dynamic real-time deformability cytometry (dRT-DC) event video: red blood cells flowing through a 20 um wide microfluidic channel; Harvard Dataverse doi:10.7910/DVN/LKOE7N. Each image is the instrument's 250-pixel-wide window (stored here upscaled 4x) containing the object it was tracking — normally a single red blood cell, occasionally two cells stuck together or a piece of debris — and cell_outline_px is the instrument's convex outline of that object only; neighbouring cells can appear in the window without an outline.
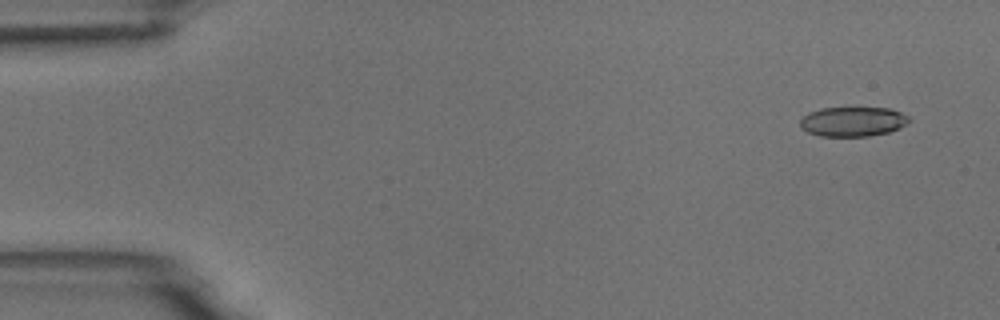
{"species": "common noctule bat (a hibernating species)", "species_latin": "Nyctalus noctula", "temperature_condition": "room temperature", "stored_images_in_passage": 6, "camera_frame_rate_fps": 3000, "um_per_image_px": 0.085, "animal": {"sex": "male", "body_mass_g": 18.8}, "frame": {"image": 1, "passage_image": 2, "time_ms": 1.0, "image_size_px": [1000, 320], "cell_outline_px": [[912, 120], [900, 128], [888, 132], [868, 136], [820, 136], [808, 132], [800, 128], [800, 120], [808, 112], [820, 108], [888, 108], [900, 112], [908, 116]], "centroid_in_image_um": [72.48, 10.33], "position_along_channel_um": 12.5, "area_um2": 18.84}}
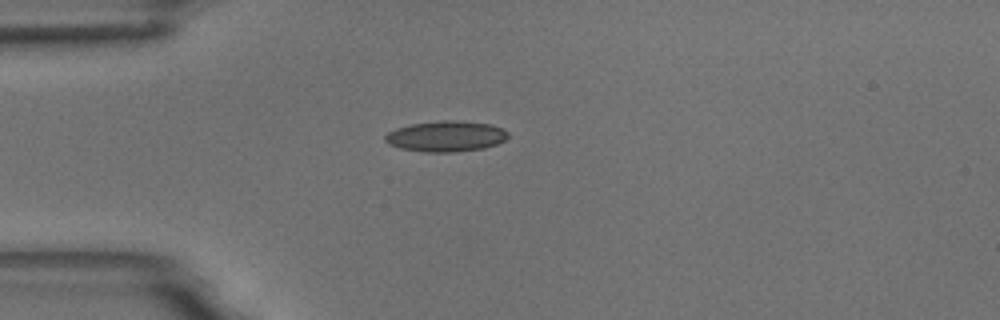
{"frame": {"image": 2, "passage_image": 5, "time_ms": 4.667, "image_size_px": [1000, 320], "cell_outline_px": [[508, 136], [504, 140], [496, 144], [484, 148], [456, 152], [424, 152], [400, 148], [388, 144], [384, 140], [384, 136], [388, 132], [396, 128], [412, 124], [444, 120], [456, 120], [492, 124], [508, 132]], "centroid_in_image_um": [37.89, 11.59], "position_along_channel_um": 47.1, "area_um2": 22.02}}